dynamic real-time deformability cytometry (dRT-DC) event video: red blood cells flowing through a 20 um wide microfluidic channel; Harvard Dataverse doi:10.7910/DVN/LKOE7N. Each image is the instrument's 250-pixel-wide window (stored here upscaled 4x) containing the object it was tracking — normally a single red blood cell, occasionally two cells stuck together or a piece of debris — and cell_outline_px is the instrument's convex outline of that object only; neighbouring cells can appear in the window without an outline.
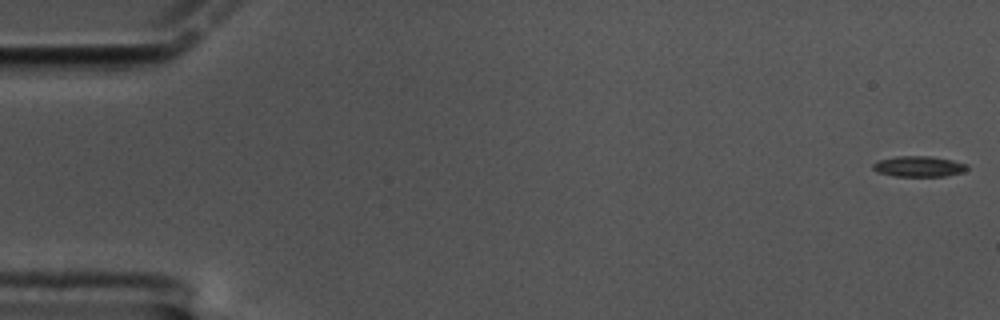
{"species": "common noctule bat (a hibernating species)", "species_latin": "Nyctalus noctula", "temperature_condition": "cold", "stored_images_in_passage": 60, "camera_frame_rate_fps": 3000, "um_per_image_px": 0.085, "animal": {"sex": "male", "body_mass_g": 17.5, "forearm_length_mm": 52.3}, "frame": {"image": 1, "passage_image": 1, "time_ms": 0.0, "image_size_px": [1000, 320], "cell_outline_px": [[968, 168], [964, 172], [944, 176], [892, 176], [876, 172], [872, 168], [872, 164], [880, 160], [896, 156], [928, 156], [952, 160], [968, 164]], "centroid_in_image_um": [78.09, 14.15], "position_along_channel_um": 6.9, "area_um2": 11.39}}
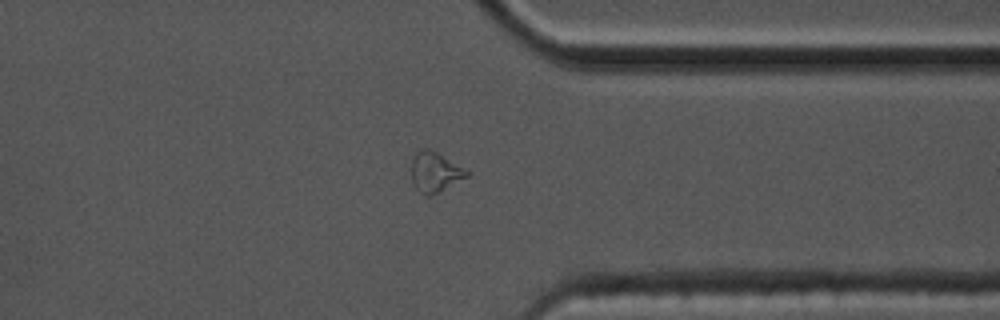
{"frame": {"image": 2, "passage_image": 47, "time_ms": 15.333, "image_size_px": [1000, 320], "cell_outline_px": [[472, 172], [468, 176], [432, 196], [424, 196], [416, 188], [412, 180], [412, 160], [416, 152], [424, 148], [428, 148], [436, 152]], "centroid_in_image_um": [36.99, 14.64], "position_along_channel_um": 374.4, "area_um2": 12.89}}
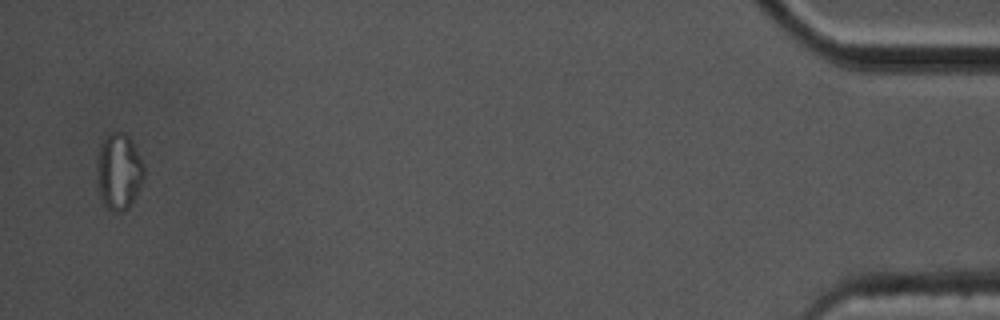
{"frame": {"image": 3, "passage_image": 59, "time_ms": 19.333, "image_size_px": [1000, 320], "cell_outline_px": [[144, 180], [128, 208], [120, 212], [116, 212], [108, 208], [104, 204], [100, 192], [96, 164], [100, 144], [112, 132], [124, 132], [132, 140], [144, 164]], "centroid_in_image_um": [10.12, 14.56], "position_along_channel_um": 425.1, "area_um2": 20.75}, "authors_computed_cell_mechanics": {"area_um2": 11.5022, "velocity_mm_per_s": 3.3433, "shape_relaxation_time_tau1_ms": 4.083, "shape_relaxation_time_tau2_ms": 4.2011, "deformation_change_tau1": 0.1624, "deformation_change_tau2": 0.1366}}